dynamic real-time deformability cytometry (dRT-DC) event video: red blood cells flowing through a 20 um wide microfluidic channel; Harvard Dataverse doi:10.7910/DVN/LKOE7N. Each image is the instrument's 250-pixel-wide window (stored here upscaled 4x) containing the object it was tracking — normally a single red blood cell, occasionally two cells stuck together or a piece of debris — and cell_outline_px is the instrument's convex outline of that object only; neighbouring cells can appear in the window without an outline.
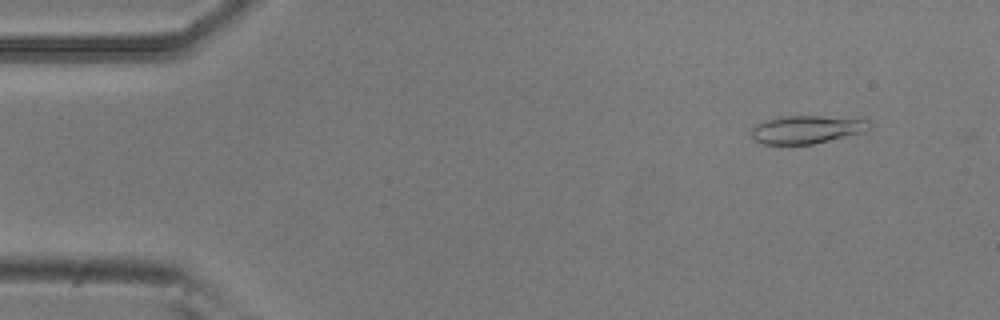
{"species": "common noctule bat (a hibernating species)", "species_latin": "Nyctalus noctula", "temperature_condition": "room temperature", "stored_images_in_passage": 6, "camera_frame_rate_fps": 3000, "um_per_image_px": 0.085, "animal": {"sex": "male", "body_mass_g": 20.5, "forearm_length_mm": 52.5}, "frame": {"image": 1, "passage_image": 5, "time_ms": 1.333, "image_size_px": [1000, 320], "cell_outline_px": [[872, 124], [864, 132], [812, 144], [764, 144], [756, 140], [752, 136], [752, 128], [756, 124], [764, 120], [780, 116], [820, 116], [868, 120]], "centroid_in_image_um": [68.54, 11.0], "position_along_channel_um": 16.5, "area_um2": 19.07}}